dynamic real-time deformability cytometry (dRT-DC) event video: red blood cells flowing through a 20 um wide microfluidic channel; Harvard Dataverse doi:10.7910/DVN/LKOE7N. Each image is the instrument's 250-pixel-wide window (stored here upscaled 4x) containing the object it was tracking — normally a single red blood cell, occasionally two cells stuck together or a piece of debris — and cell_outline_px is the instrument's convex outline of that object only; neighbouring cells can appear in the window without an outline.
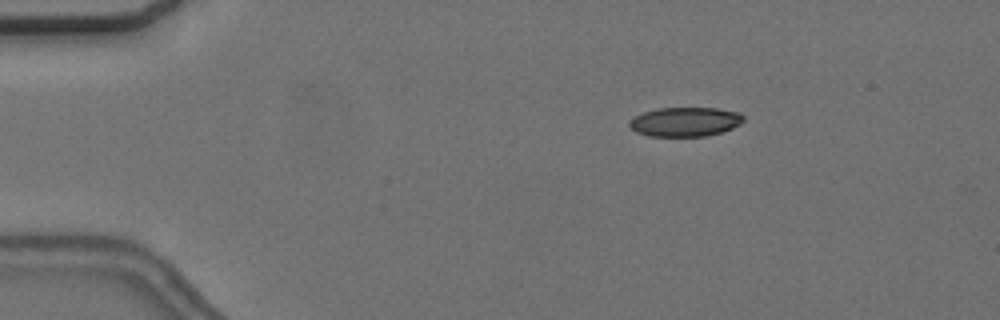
{"species": "common noctule bat (a hibernating species)", "species_latin": "Nyctalus noctula", "temperature_condition": "cold", "stored_images_in_passage": 15, "camera_frame_rate_fps": 3000, "um_per_image_px": 0.085, "animal": {"sex": "female", "body_mass_g": 24.6, "forearm_length_mm": 56.2}, "frame": {"image": 1, "passage_image": 10, "time_ms": 3.0, "image_size_px": [1000, 320], "cell_outline_px": [[744, 120], [740, 124], [732, 128], [720, 132], [704, 136], [648, 136], [636, 132], [628, 124], [628, 120], [644, 112], [660, 108], [716, 108], [740, 112], [744, 116]], "centroid_in_image_um": [58.24, 10.35], "position_along_channel_um": 26.8, "area_um2": 19.42}}